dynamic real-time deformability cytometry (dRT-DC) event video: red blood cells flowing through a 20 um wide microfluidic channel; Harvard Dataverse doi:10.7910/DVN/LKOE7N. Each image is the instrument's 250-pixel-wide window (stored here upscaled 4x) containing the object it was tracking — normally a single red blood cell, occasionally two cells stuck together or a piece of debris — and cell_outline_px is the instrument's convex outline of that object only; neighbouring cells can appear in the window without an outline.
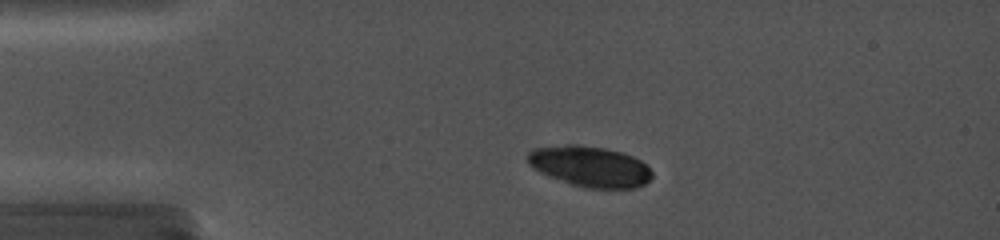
{"species": "common noctule bat (a hibernating species)", "species_latin": "Nyctalus noctula", "temperature_condition": "cold", "stored_images_in_passage": 8, "camera_frame_rate_fps": 5000, "um_per_image_px": 0.085, "animal": {"sex": "female", "body_mass_g": 19.0, "forearm_length_mm": 56.7}, "frame": {"image": 1, "passage_image": 4, "time_ms": 2.0, "image_size_px": [1000, 240], "cell_outline_px": [[652, 176], [644, 184], [636, 188], [584, 188], [548, 176], [540, 172], [528, 164], [524, 156], [532, 148], [568, 144], [576, 144], [604, 148], [620, 152], [632, 156], [640, 160], [652, 172]], "centroid_in_image_um": [50.09, 14.14], "position_along_channel_um": 34.9, "area_um2": 29.54}}